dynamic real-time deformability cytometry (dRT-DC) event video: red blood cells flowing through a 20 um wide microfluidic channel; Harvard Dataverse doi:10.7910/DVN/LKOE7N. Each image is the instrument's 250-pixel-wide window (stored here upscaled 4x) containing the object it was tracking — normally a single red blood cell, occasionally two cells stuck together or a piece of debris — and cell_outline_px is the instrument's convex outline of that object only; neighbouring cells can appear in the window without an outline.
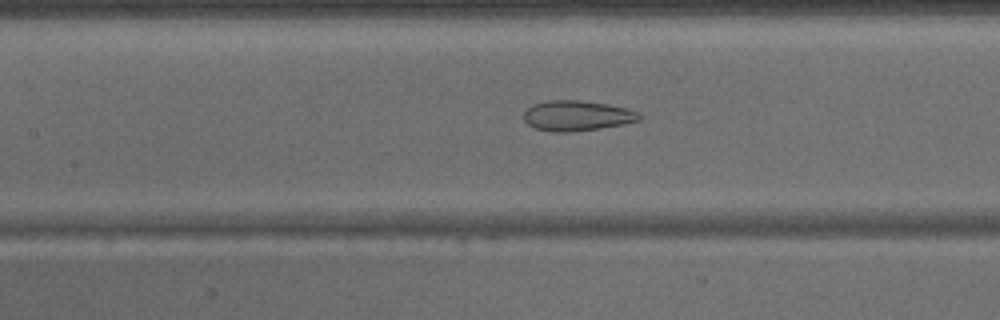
{"species": "common noctule bat (a hibernating species)", "species_latin": "Nyctalus noctula", "temperature_condition": "warm", "stored_images_in_passage": 32, "camera_frame_rate_fps": 3000, "um_per_image_px": 0.085, "animal": {"sex": "male", "body_mass_g": 15.6}, "frame": {"image": 1, "passage_image": 8, "time_ms": 2.333, "image_size_px": [1000, 320], "cell_outline_px": [[644, 116], [640, 120], [624, 124], [572, 132], [552, 132], [536, 128], [528, 124], [524, 120], [524, 112], [532, 104], [548, 100], [580, 100], [608, 104], [628, 108], [640, 112]], "centroid_in_image_um": [49.08, 9.83], "position_along_channel_um": 158.3, "area_um2": 20.58}}
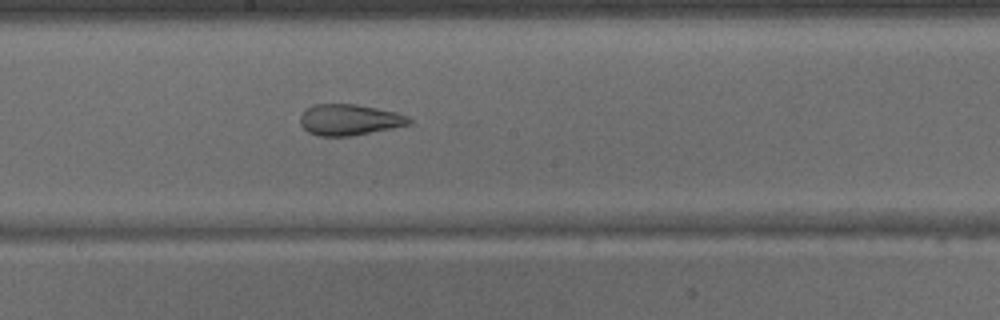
{"frame": {"image": 2, "passage_image": 12, "time_ms": 3.667, "image_size_px": [1000, 320], "cell_outline_px": [[412, 124], [352, 136], [320, 136], [308, 132], [300, 124], [300, 116], [308, 108], [316, 104], [356, 104], [396, 112], [408, 116], [412, 120]], "centroid_in_image_um": [29.72, 10.18], "position_along_channel_um": 218.5, "area_um2": 19.65}}
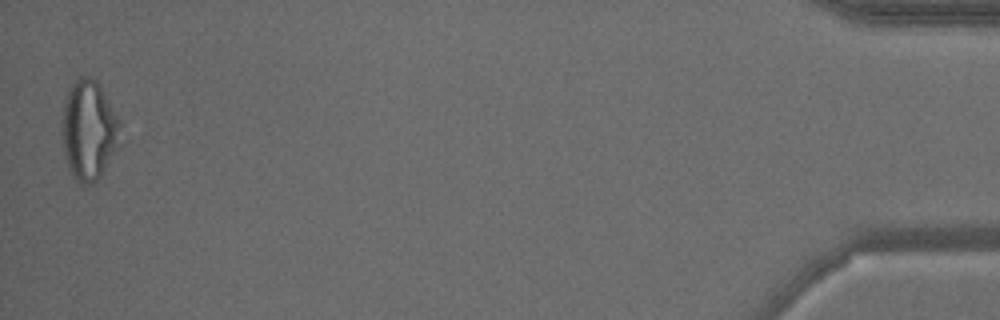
{"frame": {"image": 3, "passage_image": 32, "time_ms": 10.333, "image_size_px": [1000, 320], "cell_outline_px": [[120, 148], [100, 176], [96, 180], [88, 184], [80, 184], [72, 176], [68, 168], [64, 152], [60, 132], [60, 120], [64, 100], [68, 88], [72, 80], [80, 76], [92, 76], [100, 84], [120, 120]], "centroid_in_image_um": [7.53, 11.03], "position_along_channel_um": 427.7, "area_um2": 35.03}}